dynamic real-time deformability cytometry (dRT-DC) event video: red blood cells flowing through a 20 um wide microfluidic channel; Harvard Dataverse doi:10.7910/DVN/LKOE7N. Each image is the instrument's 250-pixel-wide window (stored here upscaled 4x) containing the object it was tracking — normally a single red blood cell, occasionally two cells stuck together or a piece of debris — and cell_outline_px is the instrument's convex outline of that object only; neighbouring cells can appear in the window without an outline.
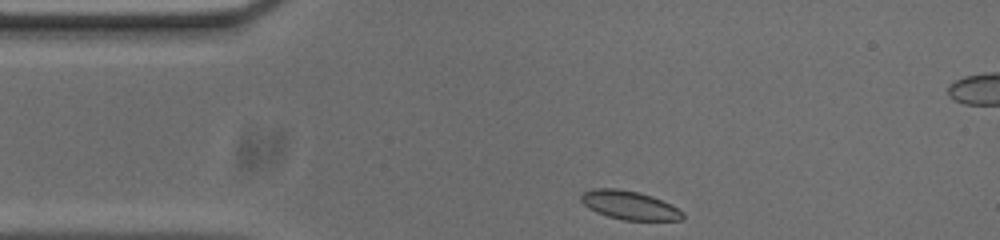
{"species": "common noctule bat (a hibernating species)", "species_latin": "Nyctalus noctula", "temperature_condition": "cold", "stored_images_in_passage": 36, "camera_frame_rate_fps": 3000, "um_per_image_px": 0.085, "animal": {"sex": "male", "body_mass_g": 20.0, "forearm_length_mm": 53.3}, "frame": {"image": 1, "passage_image": 1, "time_ms": 0.0, "image_size_px": [1000, 240], "cell_outline_px": [[684, 220], [624, 220], [608, 216], [596, 212], [588, 208], [580, 200], [580, 196], [584, 192], [592, 188], [616, 188], [640, 192], [652, 196], [684, 212]], "centroid_in_image_um": [53.48, 17.44], "position_along_channel_um": 31.5, "area_um2": 16.94}}
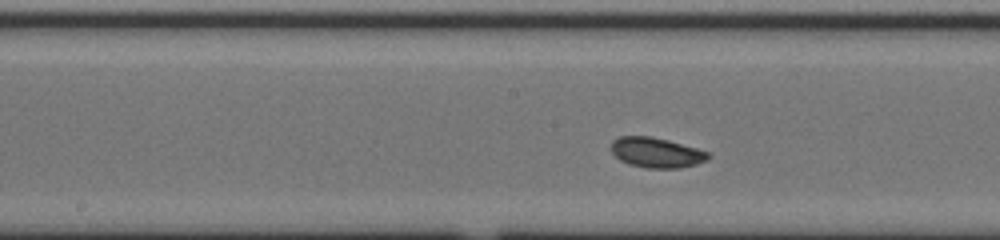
{"frame": {"image": 2, "passage_image": 17, "time_ms": 5.333, "image_size_px": [1000, 240], "cell_outline_px": [[712, 156], [708, 160], [696, 164], [680, 168], [644, 168], [628, 164], [620, 160], [612, 152], [612, 140], [620, 136], [648, 136], [668, 140], [696, 148], [708, 152]], "centroid_in_image_um": [55.8, 12.98], "position_along_channel_um": 192.4, "area_um2": 17.05}}
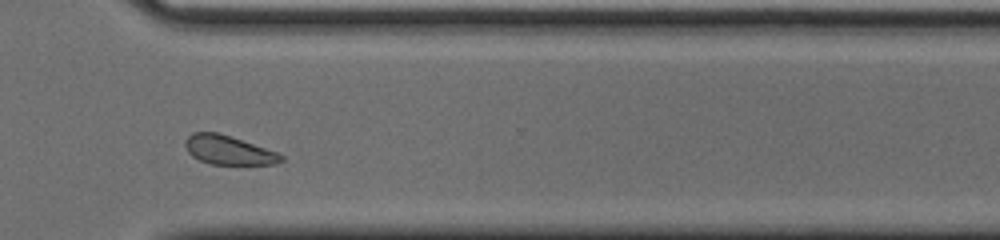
{"frame": {"image": 3, "passage_image": 30, "time_ms": 9.667, "image_size_px": [1000, 240], "cell_outline_px": [[284, 160], [276, 164], [212, 164], [200, 160], [192, 156], [188, 152], [184, 144], [184, 140], [192, 132], [216, 132], [276, 152], [284, 156]], "centroid_in_image_um": [19.38, 12.76], "position_along_channel_um": 351.2, "area_um2": 15.9}, "authors_computed_cell_mechanics": {"area_um2": 17.0221, "velocity_mm_per_s": 3.6567, "shape_relaxation_time_tau1_ms": 9.0088, "shape_relaxation_time_tau2_ms": null, "deformation_change_tau1": 0.1373, "deformation_change_tau2": null}}